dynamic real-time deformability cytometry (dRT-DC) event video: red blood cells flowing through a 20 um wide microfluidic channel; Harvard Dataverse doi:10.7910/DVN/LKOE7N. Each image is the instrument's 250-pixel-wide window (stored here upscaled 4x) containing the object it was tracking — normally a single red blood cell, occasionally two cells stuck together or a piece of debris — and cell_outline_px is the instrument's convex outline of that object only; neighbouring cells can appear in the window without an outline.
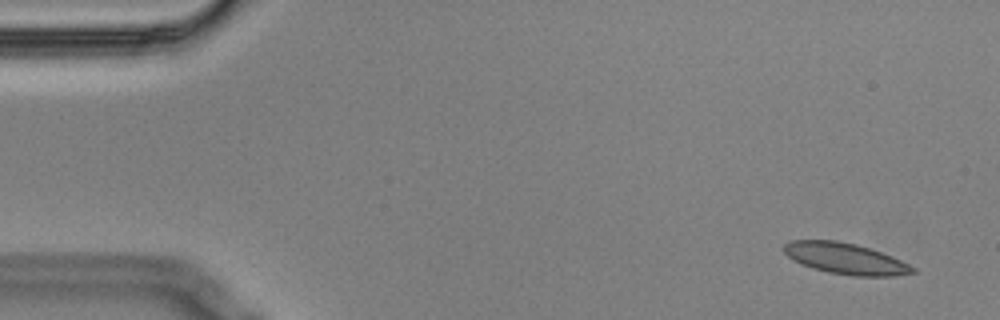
{"species": "Egyptian fruit bat (a non-hibernating species)", "species_latin": "Rousettus aegyptiacus", "temperature_condition": "cold", "stored_images_in_passage": 4, "camera_frame_rate_fps": 3000, "um_per_image_px": 0.085, "animal": {"sex": "male"}, "frame": {"image": 1, "passage_image": 1, "time_ms": 0.0, "image_size_px": [1000, 320], "cell_outline_px": [[916, 272], [896, 276], [852, 276], [828, 272], [812, 268], [800, 264], [792, 260], [784, 252], [784, 244], [788, 240], [836, 240], [856, 244], [892, 256], [916, 268]], "centroid_in_image_um": [71.83, 21.98], "position_along_channel_um": 13.2, "area_um2": 23.41}}